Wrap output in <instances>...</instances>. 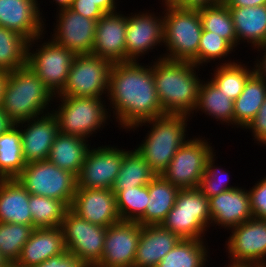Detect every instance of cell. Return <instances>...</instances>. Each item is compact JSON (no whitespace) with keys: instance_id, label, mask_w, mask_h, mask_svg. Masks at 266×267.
Listing matches in <instances>:
<instances>
[{"instance_id":"6da1fadb","label":"cell","mask_w":266,"mask_h":267,"mask_svg":"<svg viewBox=\"0 0 266 267\" xmlns=\"http://www.w3.org/2000/svg\"><path fill=\"white\" fill-rule=\"evenodd\" d=\"M151 63L145 66L139 61L115 62L111 68L107 99L114 119L126 131L138 123L165 115Z\"/></svg>"},{"instance_id":"7a4b0ae2","label":"cell","mask_w":266,"mask_h":267,"mask_svg":"<svg viewBox=\"0 0 266 267\" xmlns=\"http://www.w3.org/2000/svg\"><path fill=\"white\" fill-rule=\"evenodd\" d=\"M157 58L153 61V77L165 114H194L202 82L196 72L199 67L189 61Z\"/></svg>"},{"instance_id":"3957f363","label":"cell","mask_w":266,"mask_h":267,"mask_svg":"<svg viewBox=\"0 0 266 267\" xmlns=\"http://www.w3.org/2000/svg\"><path fill=\"white\" fill-rule=\"evenodd\" d=\"M54 97L44 82L26 65L9 72L1 107L8 118L18 124L50 113L48 107L53 104L51 101L55 100Z\"/></svg>"},{"instance_id":"277c9868","label":"cell","mask_w":266,"mask_h":267,"mask_svg":"<svg viewBox=\"0 0 266 267\" xmlns=\"http://www.w3.org/2000/svg\"><path fill=\"white\" fill-rule=\"evenodd\" d=\"M194 115L165 114L131 126L136 130L143 125L150 127L136 150L143 156L156 175H161L176 151L187 141V122ZM149 123V124H148Z\"/></svg>"},{"instance_id":"5b68a950","label":"cell","mask_w":266,"mask_h":267,"mask_svg":"<svg viewBox=\"0 0 266 267\" xmlns=\"http://www.w3.org/2000/svg\"><path fill=\"white\" fill-rule=\"evenodd\" d=\"M163 10V45L167 53L159 55L160 58L189 61L198 66V48L203 31L198 8L166 7Z\"/></svg>"},{"instance_id":"8992f818","label":"cell","mask_w":266,"mask_h":267,"mask_svg":"<svg viewBox=\"0 0 266 267\" xmlns=\"http://www.w3.org/2000/svg\"><path fill=\"white\" fill-rule=\"evenodd\" d=\"M61 102L51 111L57 118L59 132L62 134L77 135L88 139L95 132L103 129L111 112L103 98L55 96ZM106 106L108 108H106ZM109 117V118H108ZM102 126V127H101Z\"/></svg>"},{"instance_id":"52a82bcc","label":"cell","mask_w":266,"mask_h":267,"mask_svg":"<svg viewBox=\"0 0 266 267\" xmlns=\"http://www.w3.org/2000/svg\"><path fill=\"white\" fill-rule=\"evenodd\" d=\"M210 224L209 200L194 188L179 190L175 205L161 225L181 239H204Z\"/></svg>"},{"instance_id":"ba28073f","label":"cell","mask_w":266,"mask_h":267,"mask_svg":"<svg viewBox=\"0 0 266 267\" xmlns=\"http://www.w3.org/2000/svg\"><path fill=\"white\" fill-rule=\"evenodd\" d=\"M16 179L30 194L61 200L69 208L77 189V176L48 160L26 164Z\"/></svg>"},{"instance_id":"9c48e42d","label":"cell","mask_w":266,"mask_h":267,"mask_svg":"<svg viewBox=\"0 0 266 267\" xmlns=\"http://www.w3.org/2000/svg\"><path fill=\"white\" fill-rule=\"evenodd\" d=\"M43 37L44 35H41L29 41L27 65L55 96L63 90L76 54L57 45L51 39H48V41L46 39L41 43V39H44ZM38 40L40 44H36L39 42ZM33 46L36 48L34 49ZM31 49L36 51H31Z\"/></svg>"},{"instance_id":"30bf717a","label":"cell","mask_w":266,"mask_h":267,"mask_svg":"<svg viewBox=\"0 0 266 267\" xmlns=\"http://www.w3.org/2000/svg\"><path fill=\"white\" fill-rule=\"evenodd\" d=\"M112 66V61L93 54L76 55L63 90L55 96L107 97Z\"/></svg>"},{"instance_id":"8fae6325","label":"cell","mask_w":266,"mask_h":267,"mask_svg":"<svg viewBox=\"0 0 266 267\" xmlns=\"http://www.w3.org/2000/svg\"><path fill=\"white\" fill-rule=\"evenodd\" d=\"M205 138H188L176 151L161 176L179 190L198 188L206 169V161L214 152Z\"/></svg>"},{"instance_id":"7c38bea8","label":"cell","mask_w":266,"mask_h":267,"mask_svg":"<svg viewBox=\"0 0 266 267\" xmlns=\"http://www.w3.org/2000/svg\"><path fill=\"white\" fill-rule=\"evenodd\" d=\"M60 227L66 250L88 267H95L103 255L106 228L86 221L70 208Z\"/></svg>"},{"instance_id":"4fadbf2b","label":"cell","mask_w":266,"mask_h":267,"mask_svg":"<svg viewBox=\"0 0 266 267\" xmlns=\"http://www.w3.org/2000/svg\"><path fill=\"white\" fill-rule=\"evenodd\" d=\"M230 231L225 245L230 263L266 267V219L253 217Z\"/></svg>"},{"instance_id":"5bb4252c","label":"cell","mask_w":266,"mask_h":267,"mask_svg":"<svg viewBox=\"0 0 266 267\" xmlns=\"http://www.w3.org/2000/svg\"><path fill=\"white\" fill-rule=\"evenodd\" d=\"M90 148L77 176V188L112 189L125 149L116 146Z\"/></svg>"},{"instance_id":"9a60e30c","label":"cell","mask_w":266,"mask_h":267,"mask_svg":"<svg viewBox=\"0 0 266 267\" xmlns=\"http://www.w3.org/2000/svg\"><path fill=\"white\" fill-rule=\"evenodd\" d=\"M141 12V13H140ZM127 14L126 55L127 62L136 61L156 46L164 42L163 12L159 16L155 12ZM133 14V15H132ZM141 56V57H140Z\"/></svg>"},{"instance_id":"2e32d148","label":"cell","mask_w":266,"mask_h":267,"mask_svg":"<svg viewBox=\"0 0 266 267\" xmlns=\"http://www.w3.org/2000/svg\"><path fill=\"white\" fill-rule=\"evenodd\" d=\"M57 12L51 40L76 55L91 54L97 21L86 18L71 8Z\"/></svg>"},{"instance_id":"e0dca14e","label":"cell","mask_w":266,"mask_h":267,"mask_svg":"<svg viewBox=\"0 0 266 267\" xmlns=\"http://www.w3.org/2000/svg\"><path fill=\"white\" fill-rule=\"evenodd\" d=\"M140 235L138 222L120 221L107 227L103 255L95 267H133Z\"/></svg>"},{"instance_id":"ac0fdd59","label":"cell","mask_w":266,"mask_h":267,"mask_svg":"<svg viewBox=\"0 0 266 267\" xmlns=\"http://www.w3.org/2000/svg\"><path fill=\"white\" fill-rule=\"evenodd\" d=\"M70 209L92 224L109 227L121 221L111 189L77 188Z\"/></svg>"},{"instance_id":"d6986e66","label":"cell","mask_w":266,"mask_h":267,"mask_svg":"<svg viewBox=\"0 0 266 267\" xmlns=\"http://www.w3.org/2000/svg\"><path fill=\"white\" fill-rule=\"evenodd\" d=\"M121 13L120 11L105 13L97 21L91 54L106 58L113 63L127 62V15Z\"/></svg>"},{"instance_id":"ffe728a7","label":"cell","mask_w":266,"mask_h":267,"mask_svg":"<svg viewBox=\"0 0 266 267\" xmlns=\"http://www.w3.org/2000/svg\"><path fill=\"white\" fill-rule=\"evenodd\" d=\"M17 125L21 130L22 151L26 164L47 160L51 146L59 133L57 118L51 109L48 114L22 121Z\"/></svg>"},{"instance_id":"44dd1931","label":"cell","mask_w":266,"mask_h":267,"mask_svg":"<svg viewBox=\"0 0 266 267\" xmlns=\"http://www.w3.org/2000/svg\"><path fill=\"white\" fill-rule=\"evenodd\" d=\"M38 0H0V27L13 30L29 41L45 31Z\"/></svg>"},{"instance_id":"7402d4cb","label":"cell","mask_w":266,"mask_h":267,"mask_svg":"<svg viewBox=\"0 0 266 267\" xmlns=\"http://www.w3.org/2000/svg\"><path fill=\"white\" fill-rule=\"evenodd\" d=\"M211 226L231 228L253 218L250 195L246 188L237 187L208 198ZM216 225V226H215Z\"/></svg>"},{"instance_id":"603a6c76","label":"cell","mask_w":266,"mask_h":267,"mask_svg":"<svg viewBox=\"0 0 266 267\" xmlns=\"http://www.w3.org/2000/svg\"><path fill=\"white\" fill-rule=\"evenodd\" d=\"M181 238L162 225H141L133 267H156Z\"/></svg>"},{"instance_id":"cb8c5ba5","label":"cell","mask_w":266,"mask_h":267,"mask_svg":"<svg viewBox=\"0 0 266 267\" xmlns=\"http://www.w3.org/2000/svg\"><path fill=\"white\" fill-rule=\"evenodd\" d=\"M66 251L61 227L35 228L15 263L18 267H34Z\"/></svg>"},{"instance_id":"d4e9b609","label":"cell","mask_w":266,"mask_h":267,"mask_svg":"<svg viewBox=\"0 0 266 267\" xmlns=\"http://www.w3.org/2000/svg\"><path fill=\"white\" fill-rule=\"evenodd\" d=\"M30 193L16 179H0V222L32 225Z\"/></svg>"},{"instance_id":"484cf974","label":"cell","mask_w":266,"mask_h":267,"mask_svg":"<svg viewBox=\"0 0 266 267\" xmlns=\"http://www.w3.org/2000/svg\"><path fill=\"white\" fill-rule=\"evenodd\" d=\"M229 10L237 35V45L247 42L255 50L266 44V5L229 7Z\"/></svg>"},{"instance_id":"4316f807","label":"cell","mask_w":266,"mask_h":267,"mask_svg":"<svg viewBox=\"0 0 266 267\" xmlns=\"http://www.w3.org/2000/svg\"><path fill=\"white\" fill-rule=\"evenodd\" d=\"M87 142L88 140L83 137L59 132L51 146L47 160L78 176L90 149Z\"/></svg>"},{"instance_id":"83f0119b","label":"cell","mask_w":266,"mask_h":267,"mask_svg":"<svg viewBox=\"0 0 266 267\" xmlns=\"http://www.w3.org/2000/svg\"><path fill=\"white\" fill-rule=\"evenodd\" d=\"M147 186L148 204L145 214L137 222L140 225H161L175 205L179 189L161 175H156Z\"/></svg>"},{"instance_id":"f1b7e54d","label":"cell","mask_w":266,"mask_h":267,"mask_svg":"<svg viewBox=\"0 0 266 267\" xmlns=\"http://www.w3.org/2000/svg\"><path fill=\"white\" fill-rule=\"evenodd\" d=\"M266 99V81L254 73L242 93L234 100L233 126L245 129Z\"/></svg>"},{"instance_id":"f546056e","label":"cell","mask_w":266,"mask_h":267,"mask_svg":"<svg viewBox=\"0 0 266 267\" xmlns=\"http://www.w3.org/2000/svg\"><path fill=\"white\" fill-rule=\"evenodd\" d=\"M194 111L195 113L202 111L222 124L233 125L234 101L221 92L210 80H202Z\"/></svg>"},{"instance_id":"4dcf8cb0","label":"cell","mask_w":266,"mask_h":267,"mask_svg":"<svg viewBox=\"0 0 266 267\" xmlns=\"http://www.w3.org/2000/svg\"><path fill=\"white\" fill-rule=\"evenodd\" d=\"M155 176L156 173L136 149L125 150L120 171L111 190L117 195L123 189L146 186Z\"/></svg>"},{"instance_id":"1f68e13d","label":"cell","mask_w":266,"mask_h":267,"mask_svg":"<svg viewBox=\"0 0 266 267\" xmlns=\"http://www.w3.org/2000/svg\"><path fill=\"white\" fill-rule=\"evenodd\" d=\"M229 60L218 63L215 67L216 70H213L214 76L207 80H210L221 92L234 101L242 93L248 79L255 73V69L243 64V62H235L234 59L233 61Z\"/></svg>"},{"instance_id":"d6a6232c","label":"cell","mask_w":266,"mask_h":267,"mask_svg":"<svg viewBox=\"0 0 266 267\" xmlns=\"http://www.w3.org/2000/svg\"><path fill=\"white\" fill-rule=\"evenodd\" d=\"M25 165L21 130L14 124L0 135V179L16 178L24 170Z\"/></svg>"},{"instance_id":"836d02e7","label":"cell","mask_w":266,"mask_h":267,"mask_svg":"<svg viewBox=\"0 0 266 267\" xmlns=\"http://www.w3.org/2000/svg\"><path fill=\"white\" fill-rule=\"evenodd\" d=\"M204 239H181L156 267H206L208 245Z\"/></svg>"},{"instance_id":"e575fe53","label":"cell","mask_w":266,"mask_h":267,"mask_svg":"<svg viewBox=\"0 0 266 267\" xmlns=\"http://www.w3.org/2000/svg\"><path fill=\"white\" fill-rule=\"evenodd\" d=\"M28 43L23 35L0 27V71L12 72L26 66Z\"/></svg>"},{"instance_id":"d590c367","label":"cell","mask_w":266,"mask_h":267,"mask_svg":"<svg viewBox=\"0 0 266 267\" xmlns=\"http://www.w3.org/2000/svg\"><path fill=\"white\" fill-rule=\"evenodd\" d=\"M198 10L203 30L220 35L235 49L237 35L229 7L224 2H220L198 7Z\"/></svg>"},{"instance_id":"8d00e7d4","label":"cell","mask_w":266,"mask_h":267,"mask_svg":"<svg viewBox=\"0 0 266 267\" xmlns=\"http://www.w3.org/2000/svg\"><path fill=\"white\" fill-rule=\"evenodd\" d=\"M32 226L35 228L60 227L69 207L61 200L40 195H29Z\"/></svg>"},{"instance_id":"74e56055","label":"cell","mask_w":266,"mask_h":267,"mask_svg":"<svg viewBox=\"0 0 266 267\" xmlns=\"http://www.w3.org/2000/svg\"><path fill=\"white\" fill-rule=\"evenodd\" d=\"M34 229L32 225L0 222V253L9 264L17 262Z\"/></svg>"},{"instance_id":"f35d334b","label":"cell","mask_w":266,"mask_h":267,"mask_svg":"<svg viewBox=\"0 0 266 267\" xmlns=\"http://www.w3.org/2000/svg\"><path fill=\"white\" fill-rule=\"evenodd\" d=\"M148 186L123 189L116 195V208L121 221L137 222L146 211Z\"/></svg>"},{"instance_id":"ab89813d","label":"cell","mask_w":266,"mask_h":267,"mask_svg":"<svg viewBox=\"0 0 266 267\" xmlns=\"http://www.w3.org/2000/svg\"><path fill=\"white\" fill-rule=\"evenodd\" d=\"M215 152L207 159L206 169L201 178L198 189L207 197L218 195L221 192L237 188L239 186L229 185V175L226 170L215 164ZM220 167V168H219ZM226 171V172H225Z\"/></svg>"},{"instance_id":"60d3db41","label":"cell","mask_w":266,"mask_h":267,"mask_svg":"<svg viewBox=\"0 0 266 267\" xmlns=\"http://www.w3.org/2000/svg\"><path fill=\"white\" fill-rule=\"evenodd\" d=\"M234 50L220 35L203 30L198 48V67L203 66V64L206 65L210 61L213 63L220 59L223 61L229 54L235 52Z\"/></svg>"},{"instance_id":"b9f144b4","label":"cell","mask_w":266,"mask_h":267,"mask_svg":"<svg viewBox=\"0 0 266 267\" xmlns=\"http://www.w3.org/2000/svg\"><path fill=\"white\" fill-rule=\"evenodd\" d=\"M248 190L253 217L266 219V176Z\"/></svg>"},{"instance_id":"7bdbcfd3","label":"cell","mask_w":266,"mask_h":267,"mask_svg":"<svg viewBox=\"0 0 266 267\" xmlns=\"http://www.w3.org/2000/svg\"><path fill=\"white\" fill-rule=\"evenodd\" d=\"M250 130L254 141L257 144H262L266 141V99L260 109L258 110L255 118L245 128Z\"/></svg>"},{"instance_id":"ee69618b","label":"cell","mask_w":266,"mask_h":267,"mask_svg":"<svg viewBox=\"0 0 266 267\" xmlns=\"http://www.w3.org/2000/svg\"><path fill=\"white\" fill-rule=\"evenodd\" d=\"M34 267H88L82 260L69 253L67 250L57 256L51 257Z\"/></svg>"},{"instance_id":"f6af8a7d","label":"cell","mask_w":266,"mask_h":267,"mask_svg":"<svg viewBox=\"0 0 266 267\" xmlns=\"http://www.w3.org/2000/svg\"><path fill=\"white\" fill-rule=\"evenodd\" d=\"M70 8L84 17L96 21L105 14L95 3L89 0H74Z\"/></svg>"},{"instance_id":"bcb514c9","label":"cell","mask_w":266,"mask_h":267,"mask_svg":"<svg viewBox=\"0 0 266 267\" xmlns=\"http://www.w3.org/2000/svg\"><path fill=\"white\" fill-rule=\"evenodd\" d=\"M257 51H260L263 55L260 57V59H255L256 62L254 69L255 73L262 79L266 81V44L259 46L255 48ZM262 50V51H261Z\"/></svg>"},{"instance_id":"7dc6e473","label":"cell","mask_w":266,"mask_h":267,"mask_svg":"<svg viewBox=\"0 0 266 267\" xmlns=\"http://www.w3.org/2000/svg\"><path fill=\"white\" fill-rule=\"evenodd\" d=\"M228 7H255L266 5V0H224Z\"/></svg>"},{"instance_id":"c3c4849f","label":"cell","mask_w":266,"mask_h":267,"mask_svg":"<svg viewBox=\"0 0 266 267\" xmlns=\"http://www.w3.org/2000/svg\"><path fill=\"white\" fill-rule=\"evenodd\" d=\"M95 3L104 13H111L117 11L118 0H89Z\"/></svg>"},{"instance_id":"681fc988","label":"cell","mask_w":266,"mask_h":267,"mask_svg":"<svg viewBox=\"0 0 266 267\" xmlns=\"http://www.w3.org/2000/svg\"><path fill=\"white\" fill-rule=\"evenodd\" d=\"M224 0H184V7L198 8L201 6L214 5Z\"/></svg>"},{"instance_id":"f907efd6","label":"cell","mask_w":266,"mask_h":267,"mask_svg":"<svg viewBox=\"0 0 266 267\" xmlns=\"http://www.w3.org/2000/svg\"><path fill=\"white\" fill-rule=\"evenodd\" d=\"M13 125L14 123L8 118V116L0 106V135L5 133Z\"/></svg>"},{"instance_id":"816d5d0a","label":"cell","mask_w":266,"mask_h":267,"mask_svg":"<svg viewBox=\"0 0 266 267\" xmlns=\"http://www.w3.org/2000/svg\"><path fill=\"white\" fill-rule=\"evenodd\" d=\"M9 72L0 71V106L2 105L3 93Z\"/></svg>"},{"instance_id":"f5cc1de1","label":"cell","mask_w":266,"mask_h":267,"mask_svg":"<svg viewBox=\"0 0 266 267\" xmlns=\"http://www.w3.org/2000/svg\"><path fill=\"white\" fill-rule=\"evenodd\" d=\"M163 6L166 7H184V0H162Z\"/></svg>"},{"instance_id":"db71d44e","label":"cell","mask_w":266,"mask_h":267,"mask_svg":"<svg viewBox=\"0 0 266 267\" xmlns=\"http://www.w3.org/2000/svg\"><path fill=\"white\" fill-rule=\"evenodd\" d=\"M55 1L56 5L58 4L57 10H63V9H68L72 6L74 0H53Z\"/></svg>"},{"instance_id":"11a10c76","label":"cell","mask_w":266,"mask_h":267,"mask_svg":"<svg viewBox=\"0 0 266 267\" xmlns=\"http://www.w3.org/2000/svg\"><path fill=\"white\" fill-rule=\"evenodd\" d=\"M227 267H263V266L253 265V264H232V263H229Z\"/></svg>"},{"instance_id":"9f6ffc18","label":"cell","mask_w":266,"mask_h":267,"mask_svg":"<svg viewBox=\"0 0 266 267\" xmlns=\"http://www.w3.org/2000/svg\"><path fill=\"white\" fill-rule=\"evenodd\" d=\"M9 265V263L7 262V260L2 256V254L0 253V267H7Z\"/></svg>"},{"instance_id":"6f0895ef","label":"cell","mask_w":266,"mask_h":267,"mask_svg":"<svg viewBox=\"0 0 266 267\" xmlns=\"http://www.w3.org/2000/svg\"><path fill=\"white\" fill-rule=\"evenodd\" d=\"M7 267H18L15 264H9Z\"/></svg>"}]
</instances>
